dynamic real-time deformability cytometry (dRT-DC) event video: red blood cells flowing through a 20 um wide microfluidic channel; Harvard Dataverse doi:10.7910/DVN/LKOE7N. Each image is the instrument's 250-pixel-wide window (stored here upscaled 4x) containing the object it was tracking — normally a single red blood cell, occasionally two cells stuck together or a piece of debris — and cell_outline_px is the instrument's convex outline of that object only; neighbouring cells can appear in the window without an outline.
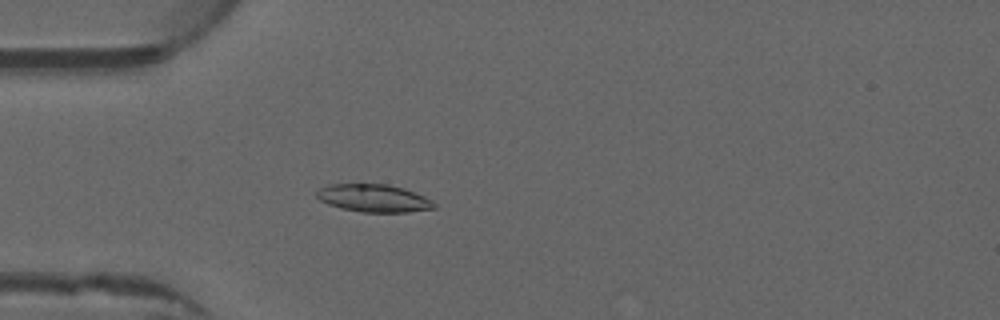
{"species": "common noctule bat (a hibernating species)", "species_latin": "Nyctalus noctula", "temperature_condition": "warm", "stored_images_in_passage": 52, "camera_frame_rate_fps": 3000, "um_per_image_px": 0.085, "animal": {"sex": "male", "forearm_length_mm": 52.5}, "frame": {"image": 1, "passage_image": 15, "time_ms": 4.667, "image_size_px": [1000, 320], "cell_outline_px": [[436, 208], [408, 212], [364, 212], [340, 208], [328, 204], [320, 200], [316, 196], [316, 192], [320, 188], [328, 184], [388, 184], [404, 188], [424, 196], [432, 200], [436, 204]], "centroid_in_image_um": [31.77, 16.84], "position_along_channel_um": 53.2, "area_um2": 19.02}}
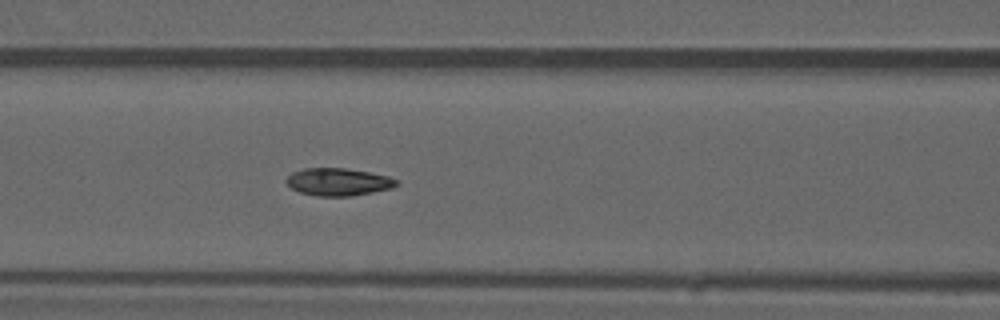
{"frame": {"image": 2, "passage_image": 22, "time_ms": 7.0, "image_size_px": [1000, 320], "cell_outline_px": [[400, 184], [392, 188], [352, 196], [316, 196], [300, 192], [292, 188], [284, 180], [292, 172], [304, 168], [344, 168], [368, 172], [388, 176], [400, 180]], "centroid_in_image_um": [28.77, 15.46], "position_along_channel_um": 137.8, "area_um2": 17.74}}
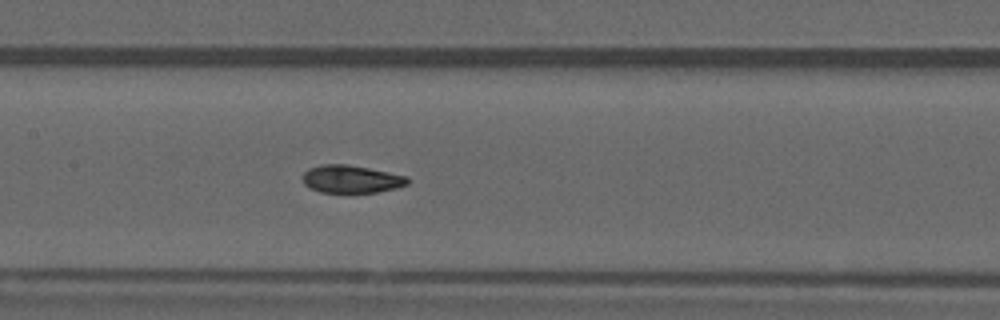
{"frame": {"image": 3, "passage_image": 25, "time_ms": 8.0, "image_size_px": [1000, 320], "cell_outline_px": [[408, 184], [396, 188], [376, 192], [320, 192], [304, 184], [304, 172], [308, 168], [320, 164], [348, 164], [408, 176]], "centroid_in_image_um": [29.86, 15.21], "position_along_channel_um": 177.5, "area_um2": 16.82}, "authors_computed_cell_mechanics": {"area_um2": 17.6868, "velocity_mm_per_s": 3.9667, "shape_relaxation_time_tau1_ms": 5.7205, "shape_relaxation_time_tau2_ms": 1.135, "deformation_change_tau1": 0.1837, "deformation_change_tau2": 0.0588}}